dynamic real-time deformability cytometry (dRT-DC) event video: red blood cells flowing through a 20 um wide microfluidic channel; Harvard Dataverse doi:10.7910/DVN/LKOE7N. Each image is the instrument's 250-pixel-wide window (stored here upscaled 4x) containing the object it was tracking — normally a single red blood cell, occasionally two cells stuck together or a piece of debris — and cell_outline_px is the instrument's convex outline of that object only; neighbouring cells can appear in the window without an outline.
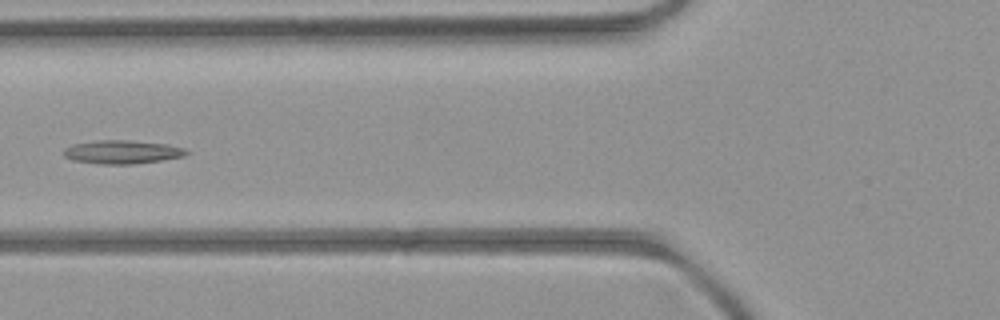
{"species": "common noctule bat (a hibernating species)", "species_latin": "Nyctalus noctula", "temperature_condition": "room temperature", "stored_images_in_passage": 6, "camera_frame_rate_fps": 3000, "um_per_image_px": 0.085, "animal": {"sex": "female", "body_mass_g": 21.9}, "frame": {"image": 1, "passage_image": 5, "time_ms": 4.667, "image_size_px": [1000, 320], "cell_outline_px": [[192, 152], [184, 156], [160, 160], [132, 164], [100, 164], [72, 160], [64, 156], [60, 152], [64, 148], [72, 144], [100, 140], [128, 140], [168, 144], [184, 148]], "centroid_in_image_um": [10.36, 12.91], "position_along_channel_um": 115.4, "area_um2": 16.94}}
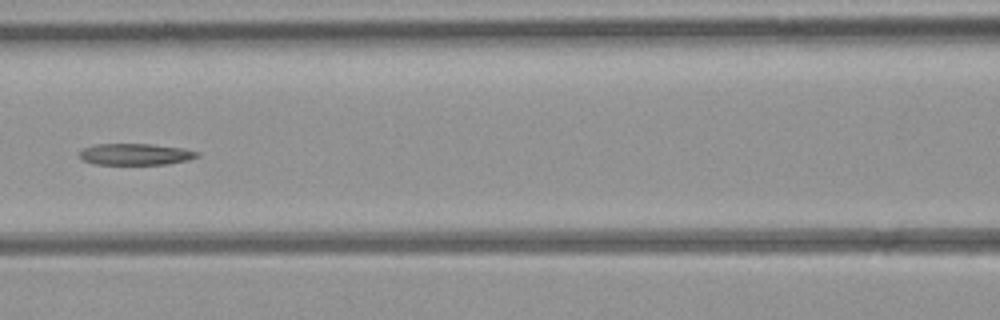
{"frame": {"image": 2, "passage_image": 6, "time_ms": 5.667, "image_size_px": [1000, 320], "cell_outline_px": [[200, 156], [188, 160], [168, 164], [92, 164], [84, 160], [80, 156], [80, 152], [84, 148], [92, 144], [152, 144], [184, 148], [200, 152]], "centroid_in_image_um": [11.56, 13.11], "position_along_channel_um": 155.0, "area_um2": 14.8}}